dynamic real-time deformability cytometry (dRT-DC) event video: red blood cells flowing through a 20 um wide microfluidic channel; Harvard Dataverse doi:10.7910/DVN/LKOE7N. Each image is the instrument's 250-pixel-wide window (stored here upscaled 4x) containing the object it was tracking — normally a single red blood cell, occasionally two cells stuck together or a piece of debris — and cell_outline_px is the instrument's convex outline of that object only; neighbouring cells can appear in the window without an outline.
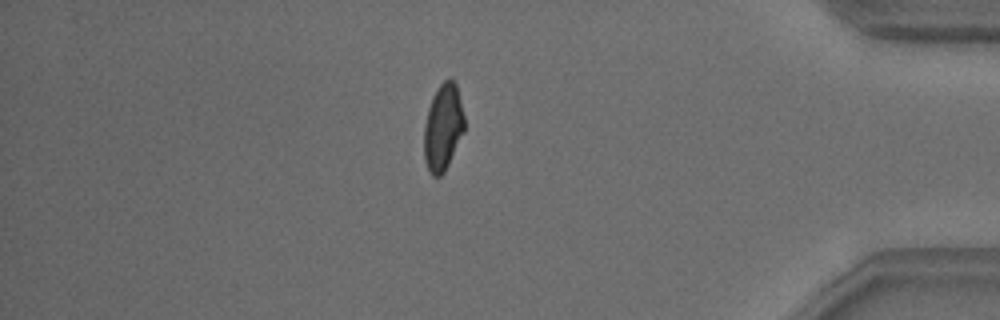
{"species": "common noctule bat (a hibernating species)", "species_latin": "Nyctalus noctula", "temperature_condition": "warm", "stored_images_in_passage": 50, "segment_of_instrument_passage": [2, 2], "camera_frame_rate_fps": 3000, "um_per_image_px": 0.085, "animal": {"sex": "male", "body_mass_g": 18.8}, "frame": {"image": 1, "passage_image": 50, "time_ms": 16.333, "image_size_px": [1000, 320], "cell_outline_px": [[464, 132], [444, 172], [440, 176], [432, 176], [428, 172], [424, 160], [424, 124], [428, 108], [432, 96], [440, 84], [448, 76], [456, 84], [464, 116]], "centroid_in_image_um": [37.64, 10.83], "position_along_channel_um": 397.6, "area_um2": 20.46}}